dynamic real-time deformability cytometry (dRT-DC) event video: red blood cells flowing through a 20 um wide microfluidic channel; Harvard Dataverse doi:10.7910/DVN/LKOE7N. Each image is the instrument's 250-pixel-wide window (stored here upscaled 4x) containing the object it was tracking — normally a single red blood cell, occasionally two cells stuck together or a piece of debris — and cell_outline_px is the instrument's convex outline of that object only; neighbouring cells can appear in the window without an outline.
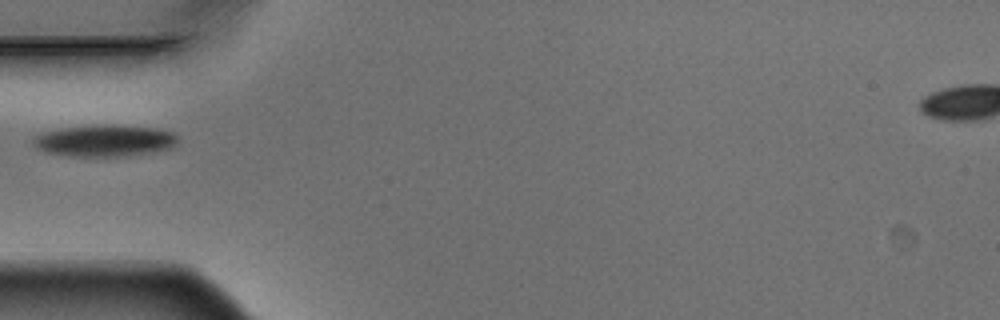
{"species": "Egyptian fruit bat (a non-hibernating species)", "species_latin": "Rousettus aegyptiacus", "temperature_condition": "warm", "stored_images_in_passage": 6, "camera_frame_rate_fps": 3000, "um_per_image_px": 0.085, "animal": {"sex": "male"}, "frame": {"image": 1, "passage_image": 6, "time_ms": 1.667, "image_size_px": [1000, 320], "cell_outline_px": [[176, 144], [172, 148], [152, 152], [120, 156], [72, 156], [48, 152], [32, 144], [32, 136], [44, 132], [60, 128], [100, 124], [116, 124], [156, 128], [172, 132], [176, 136]], "centroid_in_image_um": [8.89, 11.93], "position_along_channel_um": 76.1, "area_um2": 26.7}}